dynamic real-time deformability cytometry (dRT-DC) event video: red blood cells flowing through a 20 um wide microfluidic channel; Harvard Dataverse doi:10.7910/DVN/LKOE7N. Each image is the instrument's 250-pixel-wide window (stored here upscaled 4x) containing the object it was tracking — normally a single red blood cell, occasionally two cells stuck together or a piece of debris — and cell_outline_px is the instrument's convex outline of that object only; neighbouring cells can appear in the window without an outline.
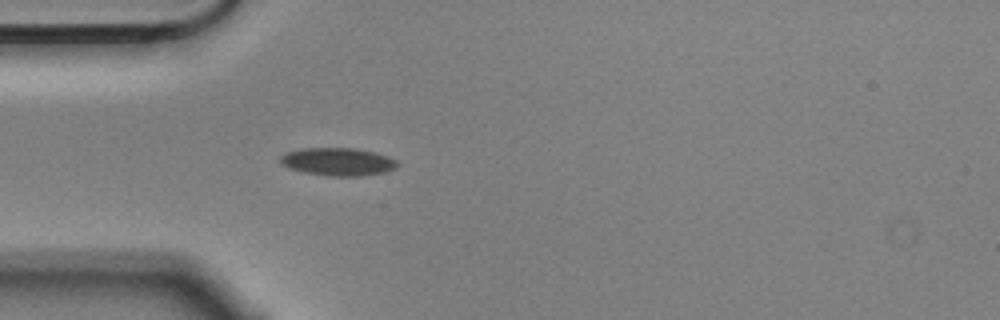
{"species": "Egyptian fruit bat (a non-hibernating species)", "species_latin": "Rousettus aegyptiacus", "temperature_condition": "cold", "stored_images_in_passage": 2, "camera_frame_rate_fps": 3000, "um_per_image_px": 0.085, "animal": {"sex": "male"}, "frame": {"image": 1, "passage_image": 2, "time_ms": 0.333, "image_size_px": [1000, 320], "cell_outline_px": [[400, 164], [396, 168], [384, 172], [360, 176], [332, 176], [304, 172], [288, 168], [280, 164], [280, 156], [288, 152], [304, 148], [356, 148], [376, 152], [388, 156], [396, 160]], "centroid_in_image_um": [28.74, 13.74], "position_along_channel_um": 56.3, "area_um2": 19.07}}